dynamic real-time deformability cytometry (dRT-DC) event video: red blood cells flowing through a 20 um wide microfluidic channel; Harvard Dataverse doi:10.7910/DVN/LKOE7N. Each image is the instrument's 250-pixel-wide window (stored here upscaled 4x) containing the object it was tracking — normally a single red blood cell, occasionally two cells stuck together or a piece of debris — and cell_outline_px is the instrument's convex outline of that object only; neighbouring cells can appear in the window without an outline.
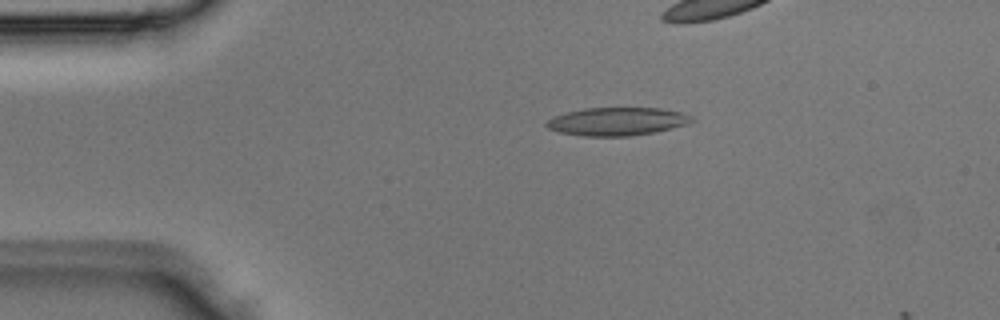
{"species": "Egyptian fruit bat (a non-hibernating species)", "species_latin": "Rousettus aegyptiacus", "temperature_condition": "room temperature", "stored_images_in_passage": 3, "camera_frame_rate_fps": 3000, "um_per_image_px": 0.085, "animal": {"sex": "male"}, "frame": {"image": 1, "passage_image": 3, "time_ms": 0.667, "image_size_px": [1000, 320], "cell_outline_px": [[696, 120], [688, 124], [656, 132], [632, 136], [580, 136], [560, 132], [548, 128], [544, 124], [548, 120], [556, 116], [568, 112], [584, 108], [660, 108], [680, 112], [692, 116]], "centroid_in_image_um": [52.49, 10.33], "position_along_channel_um": 32.5, "area_um2": 23.81}}